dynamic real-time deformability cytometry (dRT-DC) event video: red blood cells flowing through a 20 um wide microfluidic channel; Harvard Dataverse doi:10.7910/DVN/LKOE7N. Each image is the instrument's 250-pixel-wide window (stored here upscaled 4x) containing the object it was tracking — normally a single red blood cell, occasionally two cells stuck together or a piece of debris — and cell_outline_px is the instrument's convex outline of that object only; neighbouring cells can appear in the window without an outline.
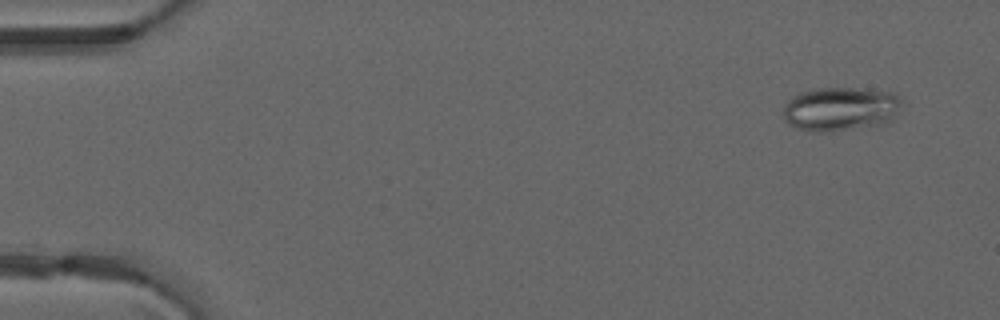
{"species": "common noctule bat (a hibernating species)", "species_latin": "Nyctalus noctula", "temperature_condition": "warm", "stored_images_in_passage": 50, "camera_frame_rate_fps": 3000, "um_per_image_px": 0.085, "animal": {"sex": "male", "forearm_length_mm": 52.5}, "frame": {"image": 1, "passage_image": 4, "time_ms": 1.0, "image_size_px": [1000, 320], "cell_outline_px": [[904, 100], [900, 108], [892, 120], [884, 124], [832, 132], [808, 132], [796, 128], [788, 124], [784, 120], [784, 104], [792, 96], [800, 92], [812, 88], [852, 88], [896, 92]], "centroid_in_image_um": [71.45, 9.27], "position_along_channel_um": 13.5, "area_um2": 31.1}}
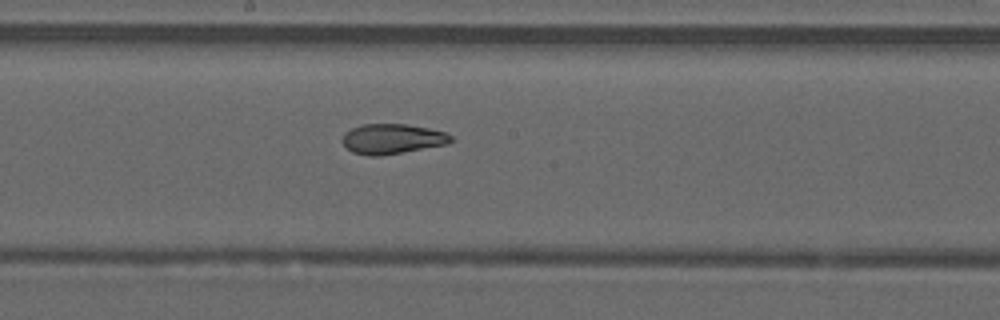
{"frame": {"image": 2, "passage_image": 28, "time_ms": 9.0, "image_size_px": [1000, 320], "cell_outline_px": [[456, 140], [448, 144], [380, 156], [368, 156], [352, 152], [340, 140], [344, 132], [352, 128], [364, 124], [408, 124], [428, 128], [444, 132], [452, 136]], "centroid_in_image_um": [33.34, 11.8], "position_along_channel_um": 214.9, "area_um2": 19.13}}
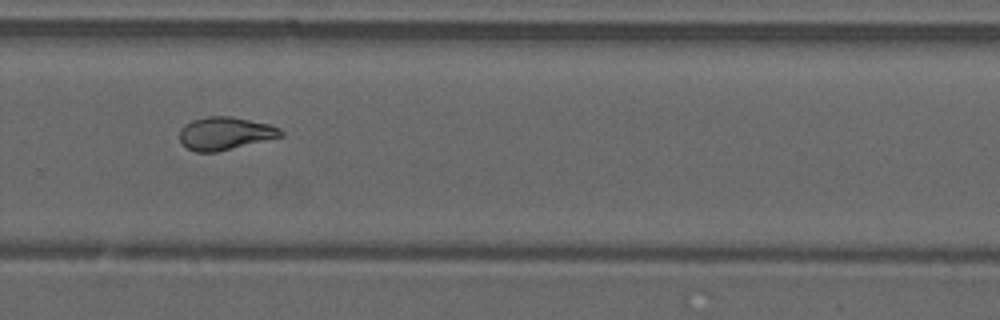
{"frame": {"image": 3, "passage_image": 35, "time_ms": 11.333, "image_size_px": [1000, 320], "cell_outline_px": [[284, 136], [216, 152], [196, 152], [188, 148], [180, 140], [180, 128], [184, 124], [192, 120], [208, 116], [228, 116], [268, 124], [280, 128], [284, 132]], "centroid_in_image_um": [19.13, 11.34], "position_along_channel_um": 310.7, "area_um2": 19.25}, "authors_computed_cell_mechanics": {"area_um2": 20.6924, "velocity_mm_per_s": 4.127, "shape_relaxation_time_tau1_ms": null, "shape_relaxation_time_tau2_ms": 1.3369, "deformation_change_tau1": null, "deformation_change_tau2": 0.0684}}